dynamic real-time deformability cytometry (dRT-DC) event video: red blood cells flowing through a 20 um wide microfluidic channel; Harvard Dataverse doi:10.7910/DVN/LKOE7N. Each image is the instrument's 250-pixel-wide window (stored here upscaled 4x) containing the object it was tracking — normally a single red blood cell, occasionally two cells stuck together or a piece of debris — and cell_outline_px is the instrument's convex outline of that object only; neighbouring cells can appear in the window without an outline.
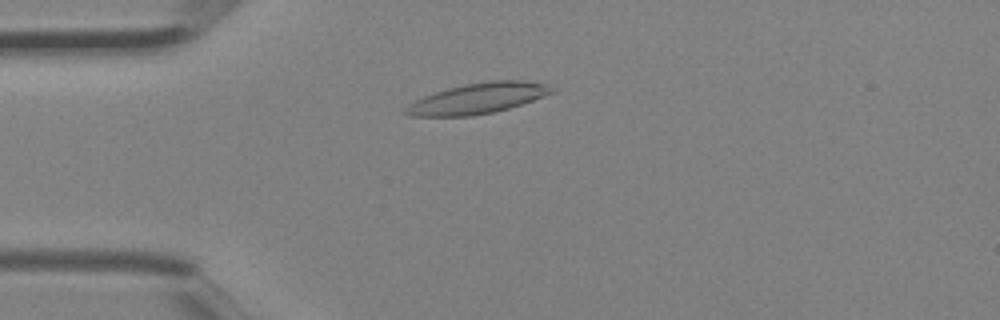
{"species": "Egyptian fruit bat (a non-hibernating species)", "species_latin": "Rousettus aegyptiacus", "temperature_condition": "room temperature", "stored_images_in_passage": 2, "camera_frame_rate_fps": 3000, "um_per_image_px": 0.085, "animal": {"sex": "female"}, "frame": {"image": 1, "passage_image": 2, "time_ms": 0.333, "image_size_px": [1000, 320], "cell_outline_px": [[556, 92], [508, 108], [492, 112], [472, 116], [412, 116], [404, 112], [404, 108], [408, 104], [424, 96], [448, 88], [464, 84], [488, 80], [524, 80], [548, 84]], "centroid_in_image_um": [40.62, 8.35], "position_along_channel_um": 44.4, "area_um2": 25.89}}